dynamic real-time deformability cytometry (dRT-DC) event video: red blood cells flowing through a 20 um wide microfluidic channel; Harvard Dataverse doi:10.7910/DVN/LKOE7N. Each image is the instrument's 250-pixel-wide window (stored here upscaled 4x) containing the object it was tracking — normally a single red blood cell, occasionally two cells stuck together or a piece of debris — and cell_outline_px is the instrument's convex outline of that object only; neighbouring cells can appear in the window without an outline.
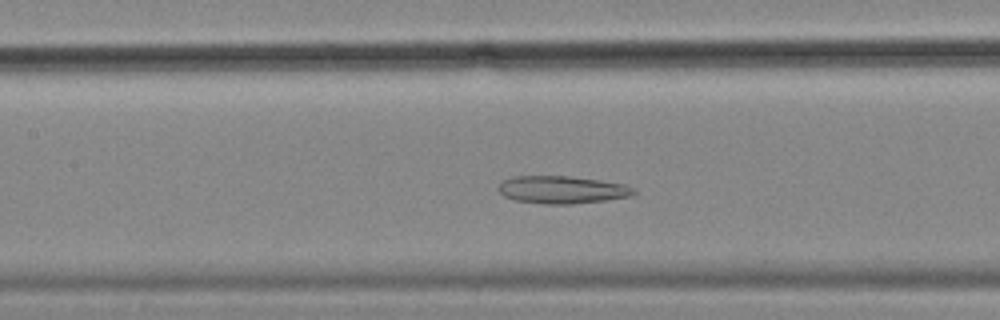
{"species": "common noctule bat (a hibernating species)", "species_latin": "Nyctalus noctula", "temperature_condition": "cold", "stored_images_in_passage": 55, "camera_frame_rate_fps": 3000, "um_per_image_px": 0.085, "animal": {"sex": "female", "body_mass_g": 18.4}, "frame": {"image": 1, "passage_image": 24, "time_ms": 7.667, "image_size_px": [1000, 320], "cell_outline_px": [[636, 192], [632, 196], [604, 200], [572, 204], [544, 204], [516, 200], [504, 196], [500, 192], [500, 184], [504, 180], [516, 176], [568, 176], [600, 180], [624, 184], [636, 188]], "centroid_in_image_um": [47.82, 16.13], "position_along_channel_um": 159.6, "area_um2": 21.62}}
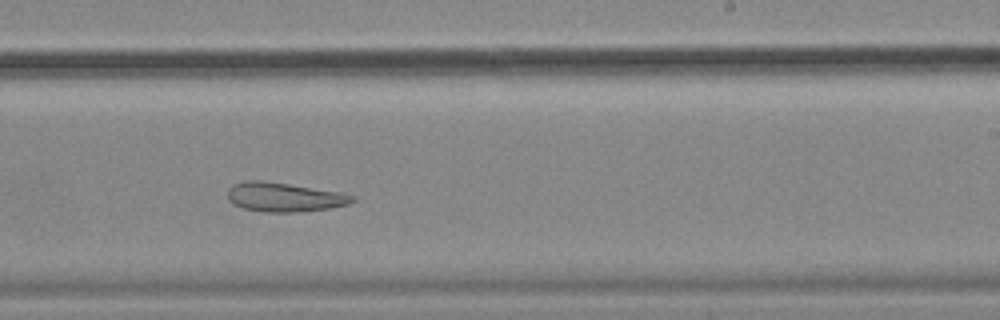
{"frame": {"image": 2, "passage_image": 33, "time_ms": 10.667, "image_size_px": [1000, 320], "cell_outline_px": [[356, 200], [348, 204], [328, 208], [292, 212], [264, 212], [244, 208], [228, 200], [228, 188], [232, 184], [244, 180], [260, 180], [288, 184], [340, 192], [356, 196]], "centroid_in_image_um": [24.14, 16.74], "position_along_channel_um": 264.9, "area_um2": 21.04}}
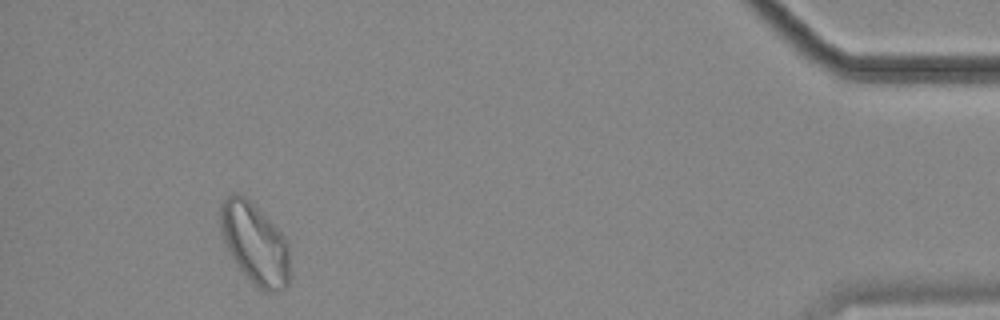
{"frame": {"image": 3, "passage_image": 51, "time_ms": 16.667, "image_size_px": [1000, 320], "cell_outline_px": [[288, 288], [268, 292], [264, 292], [240, 268], [224, 244], [220, 236], [220, 204], [228, 196], [236, 192], [244, 196], [284, 236], [288, 244]], "centroid_in_image_um": [21.63, 20.69], "position_along_channel_um": 413.6, "area_um2": 32.08}}